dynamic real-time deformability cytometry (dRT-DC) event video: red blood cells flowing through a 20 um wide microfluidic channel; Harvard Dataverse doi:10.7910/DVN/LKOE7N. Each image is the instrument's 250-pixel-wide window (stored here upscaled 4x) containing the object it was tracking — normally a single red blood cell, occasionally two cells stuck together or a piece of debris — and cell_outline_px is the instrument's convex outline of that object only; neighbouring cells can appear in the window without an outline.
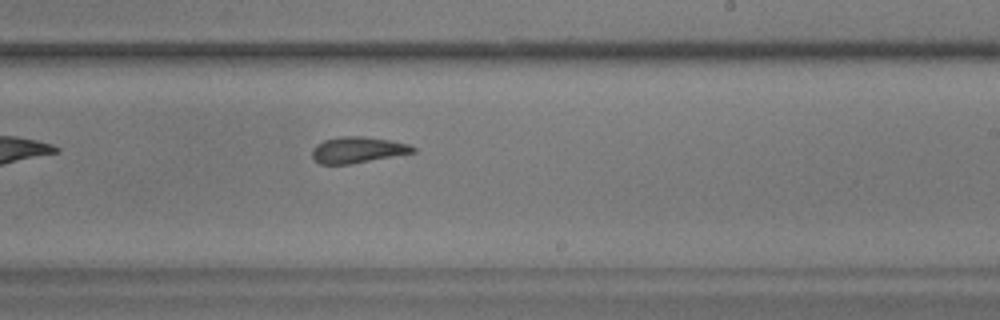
{"species": "common noctule bat (a hibernating species)", "species_latin": "Nyctalus noctula", "temperature_condition": "warm", "stored_images_in_passage": 39, "camera_frame_rate_fps": 3000, "um_per_image_px": 0.085, "animal": {"sex": "male", "body_mass_g": 17.9}, "frame": {"image": 1, "passage_image": 17, "time_ms": 5.333, "image_size_px": [1000, 320], "cell_outline_px": [[416, 152], [352, 164], [320, 164], [312, 156], [312, 148], [316, 144], [324, 140], [340, 136], [364, 136], [392, 140], [408, 144], [416, 148]], "centroid_in_image_um": [30.41, 12.73], "position_along_channel_um": 258.6, "area_um2": 15.49}}
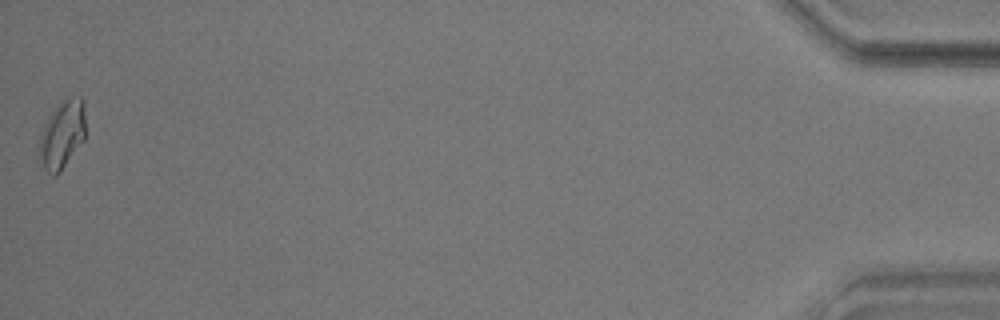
{"frame": {"image": 2, "passage_image": 39, "time_ms": 12.667, "image_size_px": [1000, 320], "cell_outline_px": [[84, 140], [60, 172], [56, 176], [52, 176], [36, 160], [40, 136], [44, 124], [48, 116], [68, 96], [80, 96], [84, 100]], "centroid_in_image_um": [5.25, 11.48], "position_along_channel_um": 430.0, "area_um2": 18.61}, "authors_computed_cell_mechanics": {"area_um2": 16.0684, "velocity_mm_per_s": 3.6449, "shape_relaxation_time_tau1_ms": 7.1404, "shape_relaxation_time_tau2_ms": 1.8826, "deformation_change_tau1": 0.1495, "deformation_change_tau2": 0.086}}